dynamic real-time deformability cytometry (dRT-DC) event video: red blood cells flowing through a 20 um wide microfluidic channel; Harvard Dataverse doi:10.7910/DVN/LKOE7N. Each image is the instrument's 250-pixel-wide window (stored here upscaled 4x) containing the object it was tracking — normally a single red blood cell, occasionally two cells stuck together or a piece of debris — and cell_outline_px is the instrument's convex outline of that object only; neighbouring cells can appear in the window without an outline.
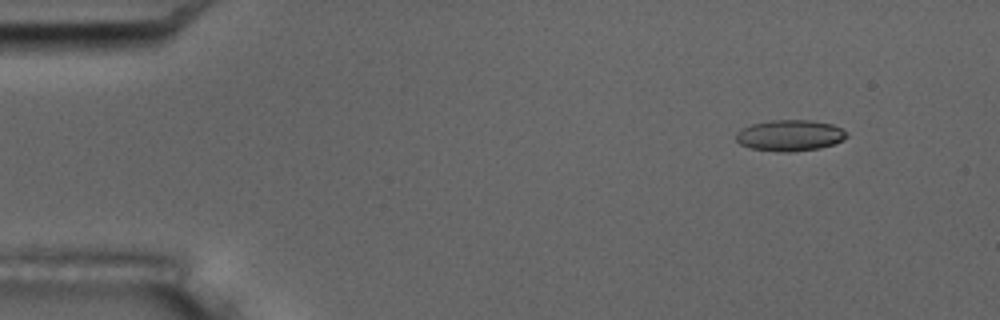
{"species": "common noctule bat (a hibernating species)", "species_latin": "Nyctalus noctula", "temperature_condition": "room temperature", "stored_images_in_passage": 5, "camera_frame_rate_fps": 3000, "um_per_image_px": 0.085, "animal": {"sex": "male", "body_mass_g": 17.5, "forearm_length_mm": 52.3}, "frame": {"image": 1, "passage_image": 2, "time_ms": 0.333, "image_size_px": [1000, 320], "cell_outline_px": [[848, 136], [844, 140], [820, 148], [788, 152], [780, 152], [752, 148], [740, 144], [736, 140], [736, 132], [752, 124], [768, 120], [812, 120], [832, 124], [848, 132]], "centroid_in_image_um": [67.16, 11.5], "position_along_channel_um": 17.8, "area_um2": 20.06}}
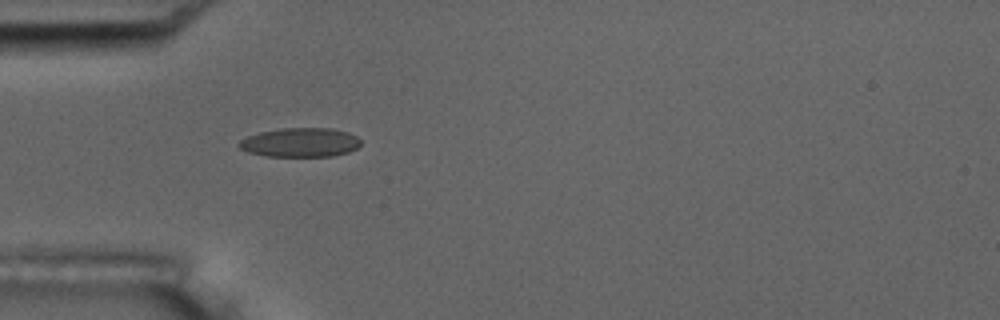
{"frame": {"image": 2, "passage_image": 5, "time_ms": 1.333, "image_size_px": [1000, 320], "cell_outline_px": [[360, 144], [356, 148], [348, 152], [332, 156], [268, 156], [248, 152], [240, 148], [236, 144], [240, 140], [248, 136], [260, 132], [280, 128], [332, 128], [348, 132], [356, 136], [360, 140]], "centroid_in_image_um": [25.51, 12.1], "position_along_channel_um": 59.5, "area_um2": 20.63}}